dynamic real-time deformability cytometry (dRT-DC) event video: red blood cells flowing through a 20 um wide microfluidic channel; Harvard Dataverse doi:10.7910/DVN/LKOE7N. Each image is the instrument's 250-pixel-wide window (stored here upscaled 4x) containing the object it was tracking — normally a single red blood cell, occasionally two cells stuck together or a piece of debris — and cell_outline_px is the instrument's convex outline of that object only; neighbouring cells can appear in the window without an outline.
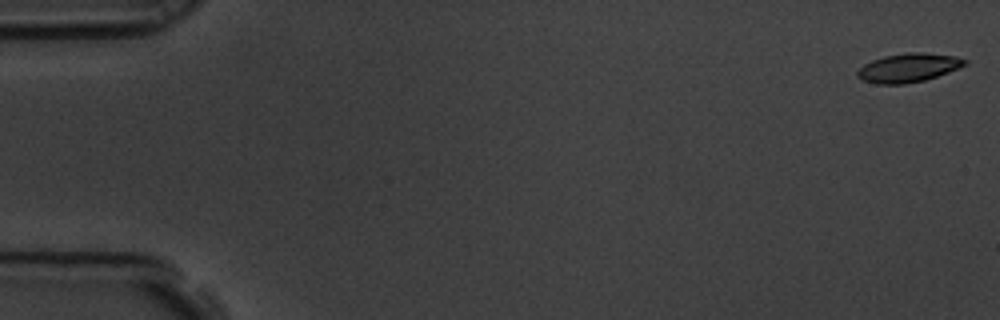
{"species": "common noctule bat (a hibernating species)", "species_latin": "Nyctalus noctula", "temperature_condition": "room temperature", "stored_images_in_passage": 8, "camera_frame_rate_fps": 3000, "um_per_image_px": 0.085, "animal": {"sex": "male", "body_mass_g": 19.5, "forearm_length_mm": 54.6}, "frame": {"image": 1, "passage_image": 1, "time_ms": 0.0, "image_size_px": [1000, 320], "cell_outline_px": [[968, 64], [948, 72], [924, 80], [904, 84], [876, 84], [864, 80], [856, 76], [856, 72], [864, 64], [872, 60], [884, 56], [908, 52], [924, 52], [956, 56], [968, 60]], "centroid_in_image_um": [77.22, 5.75], "position_along_channel_um": 7.8, "area_um2": 18.03}}
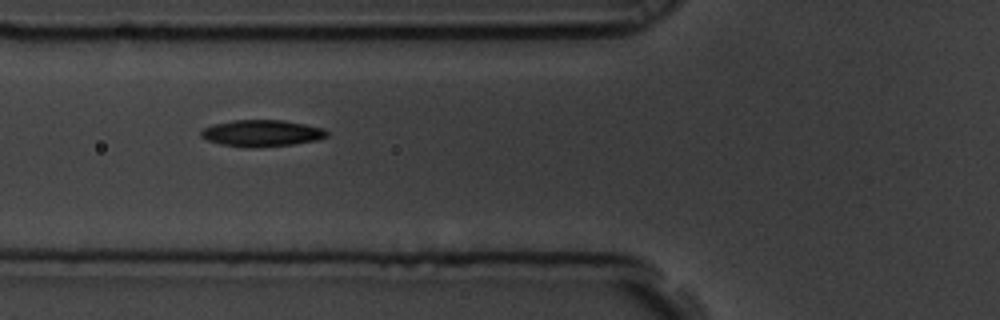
{"frame": {"image": 2, "passage_image": 7, "time_ms": 2.0, "image_size_px": [1000, 320], "cell_outline_px": [[328, 136], [316, 140], [292, 144], [220, 144], [208, 140], [200, 136], [200, 132], [204, 128], [212, 124], [232, 120], [284, 120], [324, 128], [328, 132]], "centroid_in_image_um": [22.27, 11.26], "position_along_channel_um": 103.5, "area_um2": 18.44}}
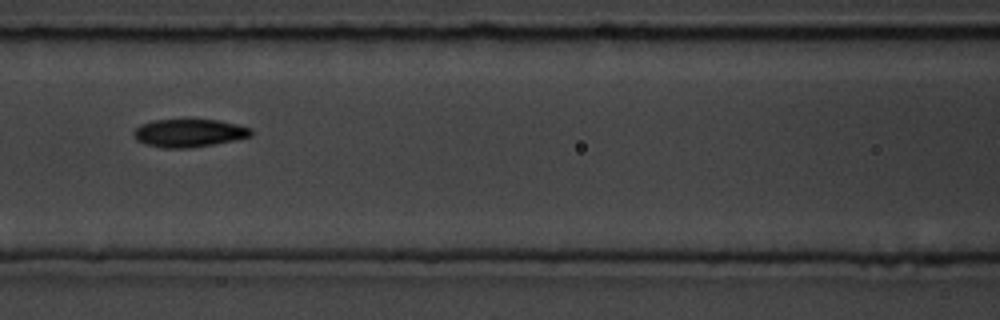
{"frame": {"image": 3, "passage_image": 8, "time_ms": 2.333, "image_size_px": [1000, 320], "cell_outline_px": [[252, 136], [236, 140], [188, 148], [164, 148], [144, 144], [136, 140], [132, 132], [140, 124], [152, 120], [220, 120], [252, 128]], "centroid_in_image_um": [16.05, 11.31], "position_along_channel_um": 150.5, "area_um2": 19.19}}